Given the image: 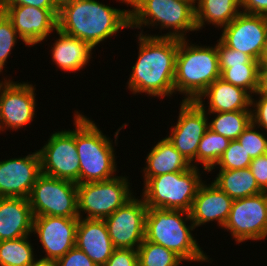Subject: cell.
<instances>
[{"mask_svg":"<svg viewBox=\"0 0 267 266\" xmlns=\"http://www.w3.org/2000/svg\"><path fill=\"white\" fill-rule=\"evenodd\" d=\"M138 35V59L132 67L128 88L133 92L165 97L175 93L174 78L179 38Z\"/></svg>","mask_w":267,"mask_h":266,"instance_id":"obj_1","label":"cell"},{"mask_svg":"<svg viewBox=\"0 0 267 266\" xmlns=\"http://www.w3.org/2000/svg\"><path fill=\"white\" fill-rule=\"evenodd\" d=\"M124 28H130V12L96 0H60L57 29L92 48Z\"/></svg>","mask_w":267,"mask_h":266,"instance_id":"obj_2","label":"cell"},{"mask_svg":"<svg viewBox=\"0 0 267 266\" xmlns=\"http://www.w3.org/2000/svg\"><path fill=\"white\" fill-rule=\"evenodd\" d=\"M185 217H182V215ZM185 219V220H184ZM191 225H186L185 221ZM195 229L190 213L183 210L148 208L145 217V240L172 250L184 261H209L190 231Z\"/></svg>","mask_w":267,"mask_h":266,"instance_id":"obj_3","label":"cell"},{"mask_svg":"<svg viewBox=\"0 0 267 266\" xmlns=\"http://www.w3.org/2000/svg\"><path fill=\"white\" fill-rule=\"evenodd\" d=\"M75 145L79 157L80 184L99 182L115 177L114 147L94 121L78 113L74 114ZM114 175V176H113Z\"/></svg>","mask_w":267,"mask_h":266,"instance_id":"obj_4","label":"cell"},{"mask_svg":"<svg viewBox=\"0 0 267 266\" xmlns=\"http://www.w3.org/2000/svg\"><path fill=\"white\" fill-rule=\"evenodd\" d=\"M179 39L176 55L174 91L185 94L183 101H196L216 79L220 78L218 52L215 47L188 45Z\"/></svg>","mask_w":267,"mask_h":266,"instance_id":"obj_5","label":"cell"},{"mask_svg":"<svg viewBox=\"0 0 267 266\" xmlns=\"http://www.w3.org/2000/svg\"><path fill=\"white\" fill-rule=\"evenodd\" d=\"M130 28L157 26L173 29L163 37L185 39L186 32L197 31L195 3L179 0H129ZM158 23V24H157Z\"/></svg>","mask_w":267,"mask_h":266,"instance_id":"obj_6","label":"cell"},{"mask_svg":"<svg viewBox=\"0 0 267 266\" xmlns=\"http://www.w3.org/2000/svg\"><path fill=\"white\" fill-rule=\"evenodd\" d=\"M198 167L181 172L151 177L145 184L141 199L148 208L189 212L202 183Z\"/></svg>","mask_w":267,"mask_h":266,"instance_id":"obj_7","label":"cell"},{"mask_svg":"<svg viewBox=\"0 0 267 266\" xmlns=\"http://www.w3.org/2000/svg\"><path fill=\"white\" fill-rule=\"evenodd\" d=\"M34 216L79 218L77 183L41 173L28 197Z\"/></svg>","mask_w":267,"mask_h":266,"instance_id":"obj_8","label":"cell"},{"mask_svg":"<svg viewBox=\"0 0 267 266\" xmlns=\"http://www.w3.org/2000/svg\"><path fill=\"white\" fill-rule=\"evenodd\" d=\"M126 177L116 176L99 182L77 184L78 215L87 219H105L133 198Z\"/></svg>","mask_w":267,"mask_h":266,"instance_id":"obj_9","label":"cell"},{"mask_svg":"<svg viewBox=\"0 0 267 266\" xmlns=\"http://www.w3.org/2000/svg\"><path fill=\"white\" fill-rule=\"evenodd\" d=\"M41 173L80 184V165L75 130L55 132L38 150Z\"/></svg>","mask_w":267,"mask_h":266,"instance_id":"obj_10","label":"cell"},{"mask_svg":"<svg viewBox=\"0 0 267 266\" xmlns=\"http://www.w3.org/2000/svg\"><path fill=\"white\" fill-rule=\"evenodd\" d=\"M238 243L267 237V192L234 199L226 224Z\"/></svg>","mask_w":267,"mask_h":266,"instance_id":"obj_11","label":"cell"},{"mask_svg":"<svg viewBox=\"0 0 267 266\" xmlns=\"http://www.w3.org/2000/svg\"><path fill=\"white\" fill-rule=\"evenodd\" d=\"M176 126L171 128L168 140L175 149L194 167L197 164V149L204 133L209 128L207 110L203 99L183 101ZM195 160V161H194ZM194 161V162H193Z\"/></svg>","mask_w":267,"mask_h":266,"instance_id":"obj_12","label":"cell"},{"mask_svg":"<svg viewBox=\"0 0 267 266\" xmlns=\"http://www.w3.org/2000/svg\"><path fill=\"white\" fill-rule=\"evenodd\" d=\"M148 207L135 196L104 219L114 248L137 250L145 239Z\"/></svg>","mask_w":267,"mask_h":266,"instance_id":"obj_13","label":"cell"},{"mask_svg":"<svg viewBox=\"0 0 267 266\" xmlns=\"http://www.w3.org/2000/svg\"><path fill=\"white\" fill-rule=\"evenodd\" d=\"M227 47L260 62L267 43V16L240 12L219 38Z\"/></svg>","mask_w":267,"mask_h":266,"instance_id":"obj_14","label":"cell"},{"mask_svg":"<svg viewBox=\"0 0 267 266\" xmlns=\"http://www.w3.org/2000/svg\"><path fill=\"white\" fill-rule=\"evenodd\" d=\"M35 88L32 84L0 81V131L28 125L35 115Z\"/></svg>","mask_w":267,"mask_h":266,"instance_id":"obj_15","label":"cell"},{"mask_svg":"<svg viewBox=\"0 0 267 266\" xmlns=\"http://www.w3.org/2000/svg\"><path fill=\"white\" fill-rule=\"evenodd\" d=\"M79 218L34 216L33 231L45 250L42 259L57 261L75 246Z\"/></svg>","mask_w":267,"mask_h":266,"instance_id":"obj_16","label":"cell"},{"mask_svg":"<svg viewBox=\"0 0 267 266\" xmlns=\"http://www.w3.org/2000/svg\"><path fill=\"white\" fill-rule=\"evenodd\" d=\"M21 40L30 47L45 40L57 30L59 9H42L35 6H3Z\"/></svg>","mask_w":267,"mask_h":266,"instance_id":"obj_17","label":"cell"},{"mask_svg":"<svg viewBox=\"0 0 267 266\" xmlns=\"http://www.w3.org/2000/svg\"><path fill=\"white\" fill-rule=\"evenodd\" d=\"M40 174L38 151L23 158L0 161V197L28 198Z\"/></svg>","mask_w":267,"mask_h":266,"instance_id":"obj_18","label":"cell"},{"mask_svg":"<svg viewBox=\"0 0 267 266\" xmlns=\"http://www.w3.org/2000/svg\"><path fill=\"white\" fill-rule=\"evenodd\" d=\"M232 203L233 199L213 182L210 185L202 182L189 211L191 221L195 228L214 220L219 226L224 227Z\"/></svg>","mask_w":267,"mask_h":266,"instance_id":"obj_19","label":"cell"},{"mask_svg":"<svg viewBox=\"0 0 267 266\" xmlns=\"http://www.w3.org/2000/svg\"><path fill=\"white\" fill-rule=\"evenodd\" d=\"M75 246L97 266H104L115 249L104 219L79 218Z\"/></svg>","mask_w":267,"mask_h":266,"instance_id":"obj_20","label":"cell"},{"mask_svg":"<svg viewBox=\"0 0 267 266\" xmlns=\"http://www.w3.org/2000/svg\"><path fill=\"white\" fill-rule=\"evenodd\" d=\"M33 220L28 198L0 197V241L30 236Z\"/></svg>","mask_w":267,"mask_h":266,"instance_id":"obj_21","label":"cell"},{"mask_svg":"<svg viewBox=\"0 0 267 266\" xmlns=\"http://www.w3.org/2000/svg\"><path fill=\"white\" fill-rule=\"evenodd\" d=\"M207 97L209 99L208 113L251 111V98L246 90L234 86L222 78L216 79L199 96L198 99Z\"/></svg>","mask_w":267,"mask_h":266,"instance_id":"obj_22","label":"cell"},{"mask_svg":"<svg viewBox=\"0 0 267 266\" xmlns=\"http://www.w3.org/2000/svg\"><path fill=\"white\" fill-rule=\"evenodd\" d=\"M56 32L59 38L51 49L53 62L64 71L74 72L83 69L91 59L93 48L88 43L59 29Z\"/></svg>","mask_w":267,"mask_h":266,"instance_id":"obj_23","label":"cell"},{"mask_svg":"<svg viewBox=\"0 0 267 266\" xmlns=\"http://www.w3.org/2000/svg\"><path fill=\"white\" fill-rule=\"evenodd\" d=\"M144 167V184L151 178L159 175L186 171L192 165L175 149L167 137L160 140L150 150Z\"/></svg>","mask_w":267,"mask_h":266,"instance_id":"obj_24","label":"cell"},{"mask_svg":"<svg viewBox=\"0 0 267 266\" xmlns=\"http://www.w3.org/2000/svg\"><path fill=\"white\" fill-rule=\"evenodd\" d=\"M195 18L197 31L205 22L217 25L220 28L231 23L241 12V0H197Z\"/></svg>","mask_w":267,"mask_h":266,"instance_id":"obj_25","label":"cell"},{"mask_svg":"<svg viewBox=\"0 0 267 266\" xmlns=\"http://www.w3.org/2000/svg\"><path fill=\"white\" fill-rule=\"evenodd\" d=\"M230 198L239 199L262 193L250 168L219 170L213 181Z\"/></svg>","mask_w":267,"mask_h":266,"instance_id":"obj_26","label":"cell"},{"mask_svg":"<svg viewBox=\"0 0 267 266\" xmlns=\"http://www.w3.org/2000/svg\"><path fill=\"white\" fill-rule=\"evenodd\" d=\"M215 119L208 123L209 129L230 139L237 140L252 122L251 111L215 112Z\"/></svg>","mask_w":267,"mask_h":266,"instance_id":"obj_27","label":"cell"},{"mask_svg":"<svg viewBox=\"0 0 267 266\" xmlns=\"http://www.w3.org/2000/svg\"><path fill=\"white\" fill-rule=\"evenodd\" d=\"M29 236L0 241V266H31L35 261Z\"/></svg>","mask_w":267,"mask_h":266,"instance_id":"obj_28","label":"cell"},{"mask_svg":"<svg viewBox=\"0 0 267 266\" xmlns=\"http://www.w3.org/2000/svg\"><path fill=\"white\" fill-rule=\"evenodd\" d=\"M231 140L215 133L209 128L204 133L197 149V161L202 163L208 172L216 165Z\"/></svg>","mask_w":267,"mask_h":266,"instance_id":"obj_29","label":"cell"},{"mask_svg":"<svg viewBox=\"0 0 267 266\" xmlns=\"http://www.w3.org/2000/svg\"><path fill=\"white\" fill-rule=\"evenodd\" d=\"M138 266H179L184 261L172 250L144 239L137 249Z\"/></svg>","mask_w":267,"mask_h":266,"instance_id":"obj_30","label":"cell"},{"mask_svg":"<svg viewBox=\"0 0 267 266\" xmlns=\"http://www.w3.org/2000/svg\"><path fill=\"white\" fill-rule=\"evenodd\" d=\"M260 64H242L232 68L220 69L224 81L246 90L250 95L258 87V69Z\"/></svg>","mask_w":267,"mask_h":266,"instance_id":"obj_31","label":"cell"},{"mask_svg":"<svg viewBox=\"0 0 267 266\" xmlns=\"http://www.w3.org/2000/svg\"><path fill=\"white\" fill-rule=\"evenodd\" d=\"M252 159L237 140H231L212 171L218 165L220 170L244 169L250 166Z\"/></svg>","mask_w":267,"mask_h":266,"instance_id":"obj_32","label":"cell"},{"mask_svg":"<svg viewBox=\"0 0 267 266\" xmlns=\"http://www.w3.org/2000/svg\"><path fill=\"white\" fill-rule=\"evenodd\" d=\"M237 141L251 159L267 154V138L259 130L257 131L256 125L253 122L237 138Z\"/></svg>","mask_w":267,"mask_h":266,"instance_id":"obj_33","label":"cell"},{"mask_svg":"<svg viewBox=\"0 0 267 266\" xmlns=\"http://www.w3.org/2000/svg\"><path fill=\"white\" fill-rule=\"evenodd\" d=\"M21 37L14 29L12 21L5 15L0 20V72H2L11 50Z\"/></svg>","mask_w":267,"mask_h":266,"instance_id":"obj_34","label":"cell"},{"mask_svg":"<svg viewBox=\"0 0 267 266\" xmlns=\"http://www.w3.org/2000/svg\"><path fill=\"white\" fill-rule=\"evenodd\" d=\"M220 69L232 68L242 64H260L249 55L227 47L220 39L216 44Z\"/></svg>","mask_w":267,"mask_h":266,"instance_id":"obj_35","label":"cell"},{"mask_svg":"<svg viewBox=\"0 0 267 266\" xmlns=\"http://www.w3.org/2000/svg\"><path fill=\"white\" fill-rule=\"evenodd\" d=\"M104 266H138L137 250L115 248Z\"/></svg>","mask_w":267,"mask_h":266,"instance_id":"obj_36","label":"cell"},{"mask_svg":"<svg viewBox=\"0 0 267 266\" xmlns=\"http://www.w3.org/2000/svg\"><path fill=\"white\" fill-rule=\"evenodd\" d=\"M57 266H97L82 250L74 246L56 261Z\"/></svg>","mask_w":267,"mask_h":266,"instance_id":"obj_37","label":"cell"},{"mask_svg":"<svg viewBox=\"0 0 267 266\" xmlns=\"http://www.w3.org/2000/svg\"><path fill=\"white\" fill-rule=\"evenodd\" d=\"M259 95L258 101L251 98V107H256L251 110L252 122L258 128H264L267 132V94H255Z\"/></svg>","mask_w":267,"mask_h":266,"instance_id":"obj_38","label":"cell"},{"mask_svg":"<svg viewBox=\"0 0 267 266\" xmlns=\"http://www.w3.org/2000/svg\"><path fill=\"white\" fill-rule=\"evenodd\" d=\"M249 168L259 188L267 192V154L252 159Z\"/></svg>","mask_w":267,"mask_h":266,"instance_id":"obj_39","label":"cell"},{"mask_svg":"<svg viewBox=\"0 0 267 266\" xmlns=\"http://www.w3.org/2000/svg\"><path fill=\"white\" fill-rule=\"evenodd\" d=\"M60 0H0L2 6L27 5L42 9H59Z\"/></svg>","mask_w":267,"mask_h":266,"instance_id":"obj_40","label":"cell"},{"mask_svg":"<svg viewBox=\"0 0 267 266\" xmlns=\"http://www.w3.org/2000/svg\"><path fill=\"white\" fill-rule=\"evenodd\" d=\"M241 12L267 16V0H241Z\"/></svg>","mask_w":267,"mask_h":266,"instance_id":"obj_41","label":"cell"},{"mask_svg":"<svg viewBox=\"0 0 267 266\" xmlns=\"http://www.w3.org/2000/svg\"><path fill=\"white\" fill-rule=\"evenodd\" d=\"M255 94H267V65H259L258 87Z\"/></svg>","mask_w":267,"mask_h":266,"instance_id":"obj_42","label":"cell"},{"mask_svg":"<svg viewBox=\"0 0 267 266\" xmlns=\"http://www.w3.org/2000/svg\"><path fill=\"white\" fill-rule=\"evenodd\" d=\"M31 266H57V264L56 261H49L40 258L39 260H35Z\"/></svg>","mask_w":267,"mask_h":266,"instance_id":"obj_43","label":"cell"},{"mask_svg":"<svg viewBox=\"0 0 267 266\" xmlns=\"http://www.w3.org/2000/svg\"><path fill=\"white\" fill-rule=\"evenodd\" d=\"M260 65H267V43H266L262 58L260 60Z\"/></svg>","mask_w":267,"mask_h":266,"instance_id":"obj_44","label":"cell"},{"mask_svg":"<svg viewBox=\"0 0 267 266\" xmlns=\"http://www.w3.org/2000/svg\"><path fill=\"white\" fill-rule=\"evenodd\" d=\"M6 15L5 8L0 3V20Z\"/></svg>","mask_w":267,"mask_h":266,"instance_id":"obj_45","label":"cell"},{"mask_svg":"<svg viewBox=\"0 0 267 266\" xmlns=\"http://www.w3.org/2000/svg\"><path fill=\"white\" fill-rule=\"evenodd\" d=\"M179 1H185L188 3H197V0H179Z\"/></svg>","mask_w":267,"mask_h":266,"instance_id":"obj_46","label":"cell"},{"mask_svg":"<svg viewBox=\"0 0 267 266\" xmlns=\"http://www.w3.org/2000/svg\"><path fill=\"white\" fill-rule=\"evenodd\" d=\"M122 1V3L124 2L125 4L127 3L129 5V0H119Z\"/></svg>","mask_w":267,"mask_h":266,"instance_id":"obj_47","label":"cell"}]
</instances>
